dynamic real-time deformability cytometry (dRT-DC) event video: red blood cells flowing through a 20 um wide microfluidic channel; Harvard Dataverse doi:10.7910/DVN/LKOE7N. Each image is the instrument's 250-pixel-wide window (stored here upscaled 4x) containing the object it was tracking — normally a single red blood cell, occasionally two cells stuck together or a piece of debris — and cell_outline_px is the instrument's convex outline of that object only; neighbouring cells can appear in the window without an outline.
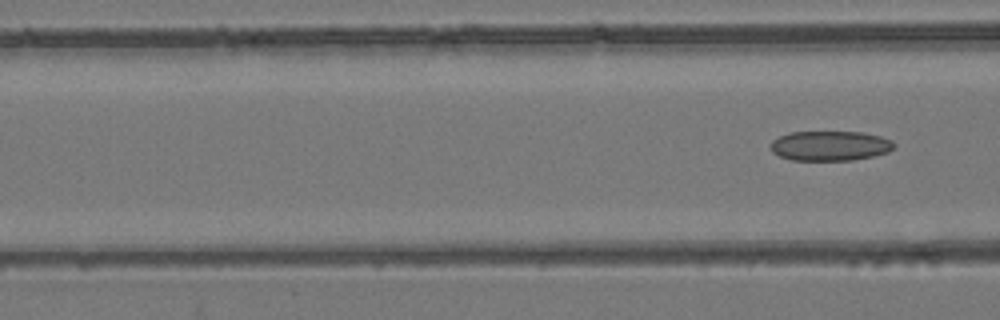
{"species": "common noctule bat (a hibernating species)", "species_latin": "Nyctalus noctula", "temperature_condition": "room temperature", "stored_images_in_passage": 7, "camera_frame_rate_fps": 3000, "um_per_image_px": 0.085, "animal": {"sex": "female", "body_mass_g": 24.6, "forearm_length_mm": 56.2}, "frame": {"image": 1, "passage_image": 7, "time_ms": 2.0, "image_size_px": [1000, 320], "cell_outline_px": [[896, 144], [888, 152], [872, 156], [852, 160], [792, 160], [780, 156], [772, 152], [772, 140], [788, 132], [860, 132], [880, 136], [892, 140]], "centroid_in_image_um": [70.56, 12.39], "position_along_channel_um": 96.0, "area_um2": 21.33}}